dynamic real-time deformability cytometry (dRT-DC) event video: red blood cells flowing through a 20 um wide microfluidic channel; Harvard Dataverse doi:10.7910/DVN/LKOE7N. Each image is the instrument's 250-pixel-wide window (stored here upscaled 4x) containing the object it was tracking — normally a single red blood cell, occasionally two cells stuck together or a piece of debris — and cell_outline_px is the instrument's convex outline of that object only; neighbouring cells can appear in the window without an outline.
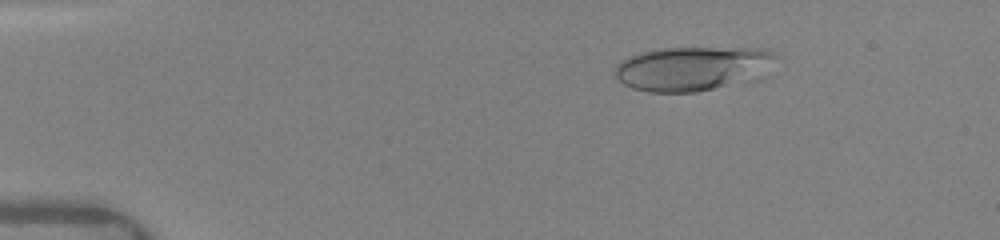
{"species": "human", "species_latin": "Homo sapiens", "temperature_condition": "warm", "stored_images_in_passage": 40, "camera_frame_rate_fps": 3000, "um_per_image_px": 0.085, "donor": {"sex": "female"}, "frame": {"image": 1, "passage_image": 3, "time_ms": 2.0, "image_size_px": [1000, 240], "cell_outline_px": [[776, 56], [724, 84], [712, 88], [696, 92], [648, 92], [632, 88], [624, 84], [612, 72], [616, 64], [620, 60], [628, 56], [640, 52], [664, 48], [760, 48], [776, 52]], "centroid_in_image_um": [58.45, 5.78], "position_along_channel_um": 26.6, "area_um2": 38.67}}
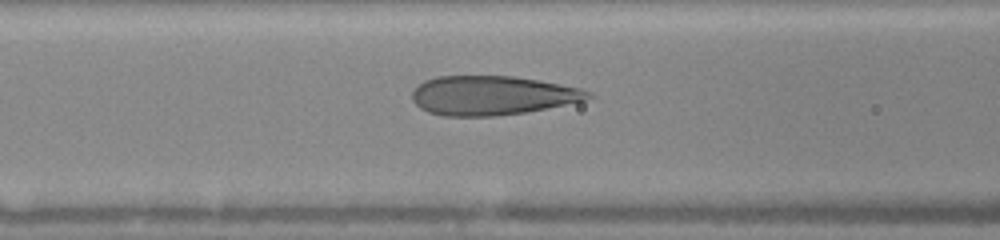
{"frame": {"image": 2, "passage_image": 13, "time_ms": 6.333, "image_size_px": [1000, 240], "cell_outline_px": [[592, 96], [584, 100], [524, 112], [496, 116], [444, 116], [428, 112], [420, 108], [412, 100], [412, 92], [424, 80], [436, 76], [512, 76], [560, 84], [580, 88], [592, 92]], "centroid_in_image_um": [41.78, 8.11], "position_along_channel_um": 124.8, "area_um2": 39.88}}
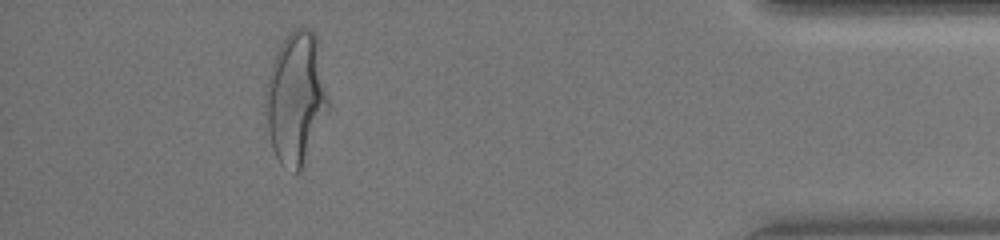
{"frame": {"image": 3, "passage_image": 36, "time_ms": 14.333, "image_size_px": [1000, 240], "cell_outline_px": [[332, 108], [304, 168], [300, 172], [296, 172], [280, 164], [272, 148], [268, 132], [264, 104], [264, 92], [272, 64], [276, 52], [280, 44], [288, 32], [296, 28], [308, 28], [316, 36]], "centroid_in_image_um": [25.19, 8.41], "position_along_channel_um": 410.0, "area_um2": 49.59}, "authors_computed_cell_mechanics": {"area_um2": 40.1999, "velocity_mm_per_s": 4.1258, "shape_relaxation_time_tau1_ms": 5.8881, "shape_relaxation_time_tau2_ms": null, "deformation_change_tau1": 0.2353, "deformation_change_tau2": null}}